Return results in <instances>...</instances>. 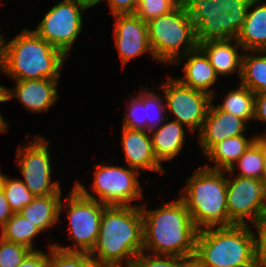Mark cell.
Segmentation results:
<instances>
[{
  "label": "cell",
  "instance_id": "obj_28",
  "mask_svg": "<svg viewBox=\"0 0 266 267\" xmlns=\"http://www.w3.org/2000/svg\"><path fill=\"white\" fill-rule=\"evenodd\" d=\"M0 187L4 191L10 210L13 214L20 213L22 209L30 204L34 196L25 186L21 179L8 178L0 171Z\"/></svg>",
  "mask_w": 266,
  "mask_h": 267
},
{
  "label": "cell",
  "instance_id": "obj_33",
  "mask_svg": "<svg viewBox=\"0 0 266 267\" xmlns=\"http://www.w3.org/2000/svg\"><path fill=\"white\" fill-rule=\"evenodd\" d=\"M32 250L0 238V267H17Z\"/></svg>",
  "mask_w": 266,
  "mask_h": 267
},
{
  "label": "cell",
  "instance_id": "obj_5",
  "mask_svg": "<svg viewBox=\"0 0 266 267\" xmlns=\"http://www.w3.org/2000/svg\"><path fill=\"white\" fill-rule=\"evenodd\" d=\"M197 169L179 194L192 221L198 230L232 226L227 212L226 171L205 166Z\"/></svg>",
  "mask_w": 266,
  "mask_h": 267
},
{
  "label": "cell",
  "instance_id": "obj_25",
  "mask_svg": "<svg viewBox=\"0 0 266 267\" xmlns=\"http://www.w3.org/2000/svg\"><path fill=\"white\" fill-rule=\"evenodd\" d=\"M255 93L239 84V88L231 90L225 96L223 103L216 105L220 110L229 112L246 122L254 119Z\"/></svg>",
  "mask_w": 266,
  "mask_h": 267
},
{
  "label": "cell",
  "instance_id": "obj_23",
  "mask_svg": "<svg viewBox=\"0 0 266 267\" xmlns=\"http://www.w3.org/2000/svg\"><path fill=\"white\" fill-rule=\"evenodd\" d=\"M257 137L258 135H255L247 139L242 134L215 144L205 154L215 165L210 167L205 164L204 166L210 169L229 170Z\"/></svg>",
  "mask_w": 266,
  "mask_h": 267
},
{
  "label": "cell",
  "instance_id": "obj_17",
  "mask_svg": "<svg viewBox=\"0 0 266 267\" xmlns=\"http://www.w3.org/2000/svg\"><path fill=\"white\" fill-rule=\"evenodd\" d=\"M122 146L128 167L140 172V169L165 173L156 158L150 133L145 130L122 127Z\"/></svg>",
  "mask_w": 266,
  "mask_h": 267
},
{
  "label": "cell",
  "instance_id": "obj_31",
  "mask_svg": "<svg viewBox=\"0 0 266 267\" xmlns=\"http://www.w3.org/2000/svg\"><path fill=\"white\" fill-rule=\"evenodd\" d=\"M180 2V0H138L135 14L144 22H149L151 19L170 13Z\"/></svg>",
  "mask_w": 266,
  "mask_h": 267
},
{
  "label": "cell",
  "instance_id": "obj_19",
  "mask_svg": "<svg viewBox=\"0 0 266 267\" xmlns=\"http://www.w3.org/2000/svg\"><path fill=\"white\" fill-rule=\"evenodd\" d=\"M198 47L205 53L218 76L231 75L234 71L241 76L242 55L237 49L242 46L236 39L208 41L198 44Z\"/></svg>",
  "mask_w": 266,
  "mask_h": 267
},
{
  "label": "cell",
  "instance_id": "obj_41",
  "mask_svg": "<svg viewBox=\"0 0 266 267\" xmlns=\"http://www.w3.org/2000/svg\"><path fill=\"white\" fill-rule=\"evenodd\" d=\"M6 99H0V103L6 102ZM8 130V122H6L0 113V132L5 133Z\"/></svg>",
  "mask_w": 266,
  "mask_h": 267
},
{
  "label": "cell",
  "instance_id": "obj_7",
  "mask_svg": "<svg viewBox=\"0 0 266 267\" xmlns=\"http://www.w3.org/2000/svg\"><path fill=\"white\" fill-rule=\"evenodd\" d=\"M147 27L149 44L158 62L169 64L176 60L174 64L179 65L180 57L198 47L195 27L181 3L170 13L151 19Z\"/></svg>",
  "mask_w": 266,
  "mask_h": 267
},
{
  "label": "cell",
  "instance_id": "obj_21",
  "mask_svg": "<svg viewBox=\"0 0 266 267\" xmlns=\"http://www.w3.org/2000/svg\"><path fill=\"white\" fill-rule=\"evenodd\" d=\"M168 119L158 128L149 131L154 154L158 161L166 162L180 153L185 141L184 125Z\"/></svg>",
  "mask_w": 266,
  "mask_h": 267
},
{
  "label": "cell",
  "instance_id": "obj_29",
  "mask_svg": "<svg viewBox=\"0 0 266 267\" xmlns=\"http://www.w3.org/2000/svg\"><path fill=\"white\" fill-rule=\"evenodd\" d=\"M47 267H96L97 263L89 253L64 251L53 244L49 245Z\"/></svg>",
  "mask_w": 266,
  "mask_h": 267
},
{
  "label": "cell",
  "instance_id": "obj_32",
  "mask_svg": "<svg viewBox=\"0 0 266 267\" xmlns=\"http://www.w3.org/2000/svg\"><path fill=\"white\" fill-rule=\"evenodd\" d=\"M191 259L171 255H155L142 251L131 263L132 267H185Z\"/></svg>",
  "mask_w": 266,
  "mask_h": 267
},
{
  "label": "cell",
  "instance_id": "obj_45",
  "mask_svg": "<svg viewBox=\"0 0 266 267\" xmlns=\"http://www.w3.org/2000/svg\"><path fill=\"white\" fill-rule=\"evenodd\" d=\"M0 99H6L4 86L0 85Z\"/></svg>",
  "mask_w": 266,
  "mask_h": 267
},
{
  "label": "cell",
  "instance_id": "obj_18",
  "mask_svg": "<svg viewBox=\"0 0 266 267\" xmlns=\"http://www.w3.org/2000/svg\"><path fill=\"white\" fill-rule=\"evenodd\" d=\"M183 59L188 58L183 67L184 77L177 78L183 85L196 90L203 91L212 96V101L216 94L210 89L217 81L218 75L209 62L205 53L197 47L193 51L185 54Z\"/></svg>",
  "mask_w": 266,
  "mask_h": 267
},
{
  "label": "cell",
  "instance_id": "obj_43",
  "mask_svg": "<svg viewBox=\"0 0 266 267\" xmlns=\"http://www.w3.org/2000/svg\"><path fill=\"white\" fill-rule=\"evenodd\" d=\"M6 39L0 34V71L3 65V52H4V41Z\"/></svg>",
  "mask_w": 266,
  "mask_h": 267
},
{
  "label": "cell",
  "instance_id": "obj_14",
  "mask_svg": "<svg viewBox=\"0 0 266 267\" xmlns=\"http://www.w3.org/2000/svg\"><path fill=\"white\" fill-rule=\"evenodd\" d=\"M114 41L122 61V65L132 58L145 52L151 53L148 38L147 22L140 19L135 13L114 15Z\"/></svg>",
  "mask_w": 266,
  "mask_h": 267
},
{
  "label": "cell",
  "instance_id": "obj_6",
  "mask_svg": "<svg viewBox=\"0 0 266 267\" xmlns=\"http://www.w3.org/2000/svg\"><path fill=\"white\" fill-rule=\"evenodd\" d=\"M251 0H181L198 44L237 39Z\"/></svg>",
  "mask_w": 266,
  "mask_h": 267
},
{
  "label": "cell",
  "instance_id": "obj_13",
  "mask_svg": "<svg viewBox=\"0 0 266 267\" xmlns=\"http://www.w3.org/2000/svg\"><path fill=\"white\" fill-rule=\"evenodd\" d=\"M160 86L165 92L166 111L175 116L173 120L186 126L189 132H194L196 128H199V133L212 101V96L185 86L177 78L172 77H169Z\"/></svg>",
  "mask_w": 266,
  "mask_h": 267
},
{
  "label": "cell",
  "instance_id": "obj_37",
  "mask_svg": "<svg viewBox=\"0 0 266 267\" xmlns=\"http://www.w3.org/2000/svg\"><path fill=\"white\" fill-rule=\"evenodd\" d=\"M48 254L41 250L31 251L17 267H47Z\"/></svg>",
  "mask_w": 266,
  "mask_h": 267
},
{
  "label": "cell",
  "instance_id": "obj_20",
  "mask_svg": "<svg viewBox=\"0 0 266 267\" xmlns=\"http://www.w3.org/2000/svg\"><path fill=\"white\" fill-rule=\"evenodd\" d=\"M253 5L255 8L250 12L249 9ZM236 40L245 52L266 51V2L250 1L246 19Z\"/></svg>",
  "mask_w": 266,
  "mask_h": 267
},
{
  "label": "cell",
  "instance_id": "obj_30",
  "mask_svg": "<svg viewBox=\"0 0 266 267\" xmlns=\"http://www.w3.org/2000/svg\"><path fill=\"white\" fill-rule=\"evenodd\" d=\"M138 97L144 102L146 108L147 131L160 127L169 117H164L163 113L166 111L164 96L157 95L156 92L148 90L146 87L140 91ZM163 101V102H162ZM155 109V110H154ZM156 111V112H155ZM156 115H153L154 113ZM162 123V124H161Z\"/></svg>",
  "mask_w": 266,
  "mask_h": 267
},
{
  "label": "cell",
  "instance_id": "obj_2",
  "mask_svg": "<svg viewBox=\"0 0 266 267\" xmlns=\"http://www.w3.org/2000/svg\"><path fill=\"white\" fill-rule=\"evenodd\" d=\"M143 251L140 206H106L96 244L89 253L97 263H132ZM124 261V262H123Z\"/></svg>",
  "mask_w": 266,
  "mask_h": 267
},
{
  "label": "cell",
  "instance_id": "obj_36",
  "mask_svg": "<svg viewBox=\"0 0 266 267\" xmlns=\"http://www.w3.org/2000/svg\"><path fill=\"white\" fill-rule=\"evenodd\" d=\"M111 12L114 15L133 14L138 5V0H107Z\"/></svg>",
  "mask_w": 266,
  "mask_h": 267
},
{
  "label": "cell",
  "instance_id": "obj_47",
  "mask_svg": "<svg viewBox=\"0 0 266 267\" xmlns=\"http://www.w3.org/2000/svg\"><path fill=\"white\" fill-rule=\"evenodd\" d=\"M258 137L266 144V133L265 135H259Z\"/></svg>",
  "mask_w": 266,
  "mask_h": 267
},
{
  "label": "cell",
  "instance_id": "obj_8",
  "mask_svg": "<svg viewBox=\"0 0 266 267\" xmlns=\"http://www.w3.org/2000/svg\"><path fill=\"white\" fill-rule=\"evenodd\" d=\"M140 172L131 167L113 165H97L94 173L92 189L96 195L90 194L80 181L74 186L86 197L97 200L107 206H132V201L142 199V188L138 181Z\"/></svg>",
  "mask_w": 266,
  "mask_h": 267
},
{
  "label": "cell",
  "instance_id": "obj_3",
  "mask_svg": "<svg viewBox=\"0 0 266 267\" xmlns=\"http://www.w3.org/2000/svg\"><path fill=\"white\" fill-rule=\"evenodd\" d=\"M67 56L33 30L24 29L11 41H4L2 73L14 80L53 79L61 76Z\"/></svg>",
  "mask_w": 266,
  "mask_h": 267
},
{
  "label": "cell",
  "instance_id": "obj_1",
  "mask_svg": "<svg viewBox=\"0 0 266 267\" xmlns=\"http://www.w3.org/2000/svg\"><path fill=\"white\" fill-rule=\"evenodd\" d=\"M143 217V251L193 260L198 228L179 197L157 210L140 205Z\"/></svg>",
  "mask_w": 266,
  "mask_h": 267
},
{
  "label": "cell",
  "instance_id": "obj_12",
  "mask_svg": "<svg viewBox=\"0 0 266 267\" xmlns=\"http://www.w3.org/2000/svg\"><path fill=\"white\" fill-rule=\"evenodd\" d=\"M82 5L70 0L55 4L33 31L67 57L83 25Z\"/></svg>",
  "mask_w": 266,
  "mask_h": 267
},
{
  "label": "cell",
  "instance_id": "obj_10",
  "mask_svg": "<svg viewBox=\"0 0 266 267\" xmlns=\"http://www.w3.org/2000/svg\"><path fill=\"white\" fill-rule=\"evenodd\" d=\"M227 178V212L229 221L234 225H253L266 215L265 181L236 176L228 170ZM233 178V179H232ZM246 218H249L245 220Z\"/></svg>",
  "mask_w": 266,
  "mask_h": 267
},
{
  "label": "cell",
  "instance_id": "obj_11",
  "mask_svg": "<svg viewBox=\"0 0 266 267\" xmlns=\"http://www.w3.org/2000/svg\"><path fill=\"white\" fill-rule=\"evenodd\" d=\"M36 140L16 150L22 182L34 196L61 194L59 181L51 182V156L49 142L45 137L36 135ZM29 145V146H28Z\"/></svg>",
  "mask_w": 266,
  "mask_h": 267
},
{
  "label": "cell",
  "instance_id": "obj_15",
  "mask_svg": "<svg viewBox=\"0 0 266 267\" xmlns=\"http://www.w3.org/2000/svg\"><path fill=\"white\" fill-rule=\"evenodd\" d=\"M247 122L235 115L220 110L211 101L207 114L199 132V144L204 155L215 145L227 138L242 135Z\"/></svg>",
  "mask_w": 266,
  "mask_h": 267
},
{
  "label": "cell",
  "instance_id": "obj_34",
  "mask_svg": "<svg viewBox=\"0 0 266 267\" xmlns=\"http://www.w3.org/2000/svg\"><path fill=\"white\" fill-rule=\"evenodd\" d=\"M127 109L129 112L128 114L125 112L122 127L147 131L146 108L144 102L136 95V97H132ZM140 114L144 116L141 117Z\"/></svg>",
  "mask_w": 266,
  "mask_h": 267
},
{
  "label": "cell",
  "instance_id": "obj_35",
  "mask_svg": "<svg viewBox=\"0 0 266 267\" xmlns=\"http://www.w3.org/2000/svg\"><path fill=\"white\" fill-rule=\"evenodd\" d=\"M256 231L255 250L256 263L258 267H266V215L253 224Z\"/></svg>",
  "mask_w": 266,
  "mask_h": 267
},
{
  "label": "cell",
  "instance_id": "obj_26",
  "mask_svg": "<svg viewBox=\"0 0 266 267\" xmlns=\"http://www.w3.org/2000/svg\"><path fill=\"white\" fill-rule=\"evenodd\" d=\"M41 231L20 213L13 214L1 227V237L7 241L24 245L35 251L33 240Z\"/></svg>",
  "mask_w": 266,
  "mask_h": 267
},
{
  "label": "cell",
  "instance_id": "obj_44",
  "mask_svg": "<svg viewBox=\"0 0 266 267\" xmlns=\"http://www.w3.org/2000/svg\"><path fill=\"white\" fill-rule=\"evenodd\" d=\"M264 181L266 183V144L263 142Z\"/></svg>",
  "mask_w": 266,
  "mask_h": 267
},
{
  "label": "cell",
  "instance_id": "obj_16",
  "mask_svg": "<svg viewBox=\"0 0 266 267\" xmlns=\"http://www.w3.org/2000/svg\"><path fill=\"white\" fill-rule=\"evenodd\" d=\"M15 88L4 87L6 100L17 98L30 112H45L58 100V80L41 78L14 80Z\"/></svg>",
  "mask_w": 266,
  "mask_h": 267
},
{
  "label": "cell",
  "instance_id": "obj_42",
  "mask_svg": "<svg viewBox=\"0 0 266 267\" xmlns=\"http://www.w3.org/2000/svg\"><path fill=\"white\" fill-rule=\"evenodd\" d=\"M126 267H132L131 263H126ZM96 267H123L122 263H102L97 264Z\"/></svg>",
  "mask_w": 266,
  "mask_h": 267
},
{
  "label": "cell",
  "instance_id": "obj_9",
  "mask_svg": "<svg viewBox=\"0 0 266 267\" xmlns=\"http://www.w3.org/2000/svg\"><path fill=\"white\" fill-rule=\"evenodd\" d=\"M65 201L69 219L68 239L73 240L75 245H53L64 251L90 253L96 244L101 217L107 205L84 196L75 186Z\"/></svg>",
  "mask_w": 266,
  "mask_h": 267
},
{
  "label": "cell",
  "instance_id": "obj_40",
  "mask_svg": "<svg viewBox=\"0 0 266 267\" xmlns=\"http://www.w3.org/2000/svg\"><path fill=\"white\" fill-rule=\"evenodd\" d=\"M70 1L78 3L87 9L89 7L95 6L96 4L101 2L102 0H70Z\"/></svg>",
  "mask_w": 266,
  "mask_h": 267
},
{
  "label": "cell",
  "instance_id": "obj_27",
  "mask_svg": "<svg viewBox=\"0 0 266 267\" xmlns=\"http://www.w3.org/2000/svg\"><path fill=\"white\" fill-rule=\"evenodd\" d=\"M236 163L240 170L238 176L264 181L263 141L257 137L250 144L245 153L228 170L233 175Z\"/></svg>",
  "mask_w": 266,
  "mask_h": 267
},
{
  "label": "cell",
  "instance_id": "obj_39",
  "mask_svg": "<svg viewBox=\"0 0 266 267\" xmlns=\"http://www.w3.org/2000/svg\"><path fill=\"white\" fill-rule=\"evenodd\" d=\"M12 215L13 213L10 210L8 200L0 187V226L2 227Z\"/></svg>",
  "mask_w": 266,
  "mask_h": 267
},
{
  "label": "cell",
  "instance_id": "obj_24",
  "mask_svg": "<svg viewBox=\"0 0 266 267\" xmlns=\"http://www.w3.org/2000/svg\"><path fill=\"white\" fill-rule=\"evenodd\" d=\"M247 52L253 55L242 54L240 84L255 94L266 93V51ZM255 53L259 56H254Z\"/></svg>",
  "mask_w": 266,
  "mask_h": 267
},
{
  "label": "cell",
  "instance_id": "obj_46",
  "mask_svg": "<svg viewBox=\"0 0 266 267\" xmlns=\"http://www.w3.org/2000/svg\"><path fill=\"white\" fill-rule=\"evenodd\" d=\"M185 267H200L194 260H191Z\"/></svg>",
  "mask_w": 266,
  "mask_h": 267
},
{
  "label": "cell",
  "instance_id": "obj_4",
  "mask_svg": "<svg viewBox=\"0 0 266 267\" xmlns=\"http://www.w3.org/2000/svg\"><path fill=\"white\" fill-rule=\"evenodd\" d=\"M250 225L199 230L193 260L200 267H258Z\"/></svg>",
  "mask_w": 266,
  "mask_h": 267
},
{
  "label": "cell",
  "instance_id": "obj_22",
  "mask_svg": "<svg viewBox=\"0 0 266 267\" xmlns=\"http://www.w3.org/2000/svg\"><path fill=\"white\" fill-rule=\"evenodd\" d=\"M61 201V194L37 196L20 214L42 232L59 221V215L63 211Z\"/></svg>",
  "mask_w": 266,
  "mask_h": 267
},
{
  "label": "cell",
  "instance_id": "obj_38",
  "mask_svg": "<svg viewBox=\"0 0 266 267\" xmlns=\"http://www.w3.org/2000/svg\"><path fill=\"white\" fill-rule=\"evenodd\" d=\"M254 120L266 122V93L255 94Z\"/></svg>",
  "mask_w": 266,
  "mask_h": 267
}]
</instances>
